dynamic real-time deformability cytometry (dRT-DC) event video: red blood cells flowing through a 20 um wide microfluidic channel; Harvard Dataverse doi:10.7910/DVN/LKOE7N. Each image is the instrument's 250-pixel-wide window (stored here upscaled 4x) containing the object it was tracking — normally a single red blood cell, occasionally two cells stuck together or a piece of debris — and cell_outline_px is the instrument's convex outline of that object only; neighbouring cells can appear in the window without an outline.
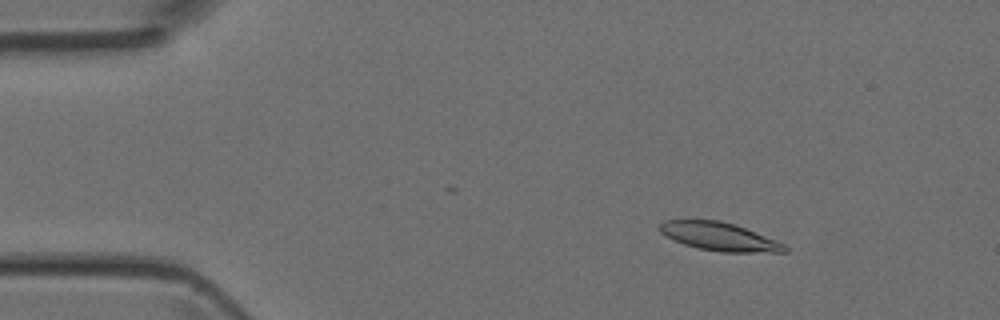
{"species": "Egyptian fruit bat (a non-hibernating species)", "species_latin": "Rousettus aegyptiacus", "temperature_condition": "room temperature", "stored_images_in_passage": 4, "camera_frame_rate_fps": 3000, "um_per_image_px": 0.085, "animal": {"sex": "female"}, "frame": {"image": 1, "passage_image": 2, "time_ms": 0.333, "image_size_px": [1000, 320], "cell_outline_px": [[788, 252], [720, 252], [700, 248], [684, 244], [660, 232], [660, 224], [664, 220], [720, 220], [736, 224], [776, 240], [784, 244], [788, 248]], "centroid_in_image_um": [61.19, 20.1], "position_along_channel_um": 23.8, "area_um2": 20.4}}
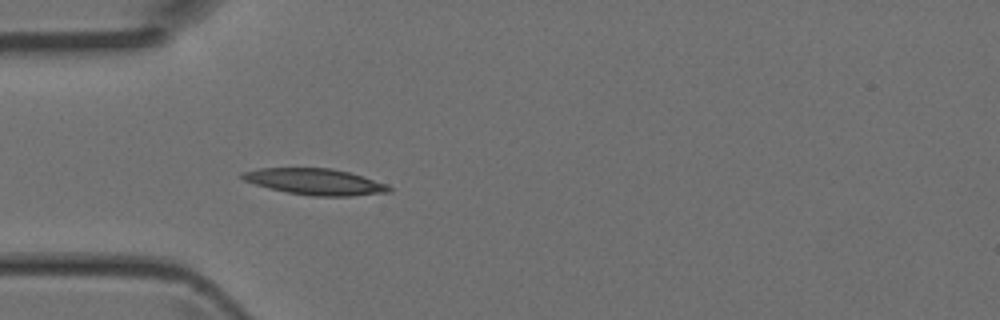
{"frame": {"image": 2, "passage_image": 4, "time_ms": 1.0, "image_size_px": [1000, 320], "cell_outline_px": [[392, 192], [352, 196], [312, 196], [288, 192], [268, 188], [244, 180], [240, 176], [240, 172], [260, 168], [332, 168], [348, 172], [388, 184], [392, 188]], "centroid_in_image_um": [26.8, 15.45], "position_along_channel_um": 58.2, "area_um2": 22.43}}